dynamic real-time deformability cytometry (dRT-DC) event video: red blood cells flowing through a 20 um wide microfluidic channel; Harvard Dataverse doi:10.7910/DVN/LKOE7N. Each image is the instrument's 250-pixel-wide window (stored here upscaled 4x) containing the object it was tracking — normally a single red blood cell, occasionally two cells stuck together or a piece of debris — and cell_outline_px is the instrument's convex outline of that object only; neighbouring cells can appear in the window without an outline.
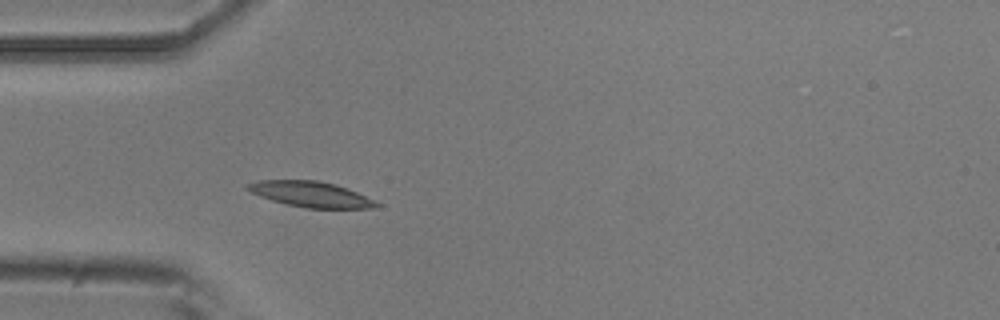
{"species": "common noctule bat (a hibernating species)", "species_latin": "Nyctalus noctula", "temperature_condition": "room temperature", "stored_images_in_passage": 4, "camera_frame_rate_fps": 3000, "um_per_image_px": 0.085, "animal": {"sex": "male", "body_mass_g": 20.5, "forearm_length_mm": 52.5}, "frame": {"image": 1, "passage_image": 4, "time_ms": 3.667, "image_size_px": [1000, 320], "cell_outline_px": [[380, 204], [376, 208], [308, 208], [288, 204], [272, 200], [260, 196], [244, 188], [244, 184], [260, 180], [316, 180], [336, 184], [356, 192]], "centroid_in_image_um": [26.37, 16.5], "position_along_channel_um": 58.6, "area_um2": 18.96}}